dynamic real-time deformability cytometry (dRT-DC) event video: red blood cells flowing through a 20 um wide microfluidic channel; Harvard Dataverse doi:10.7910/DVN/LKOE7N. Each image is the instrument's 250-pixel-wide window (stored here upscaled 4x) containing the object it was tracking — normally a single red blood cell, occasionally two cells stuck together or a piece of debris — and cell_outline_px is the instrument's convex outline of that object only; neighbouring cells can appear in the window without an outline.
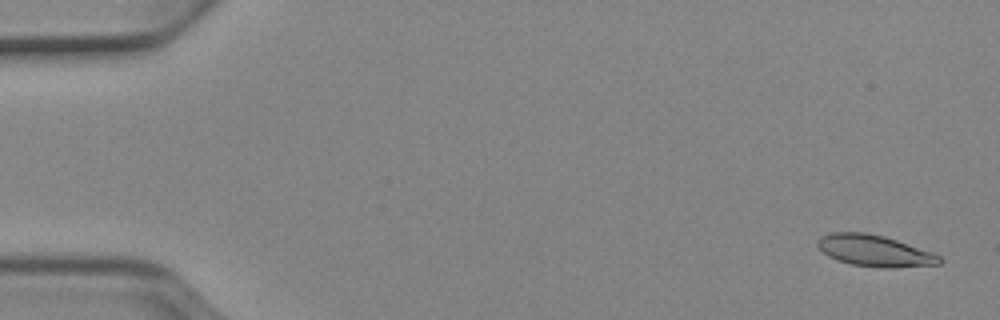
{"species": "Egyptian fruit bat (a non-hibernating species)", "species_latin": "Rousettus aegyptiacus", "temperature_condition": "cold", "stored_images_in_passage": 52, "camera_frame_rate_fps": 3000, "um_per_image_px": 0.085, "animal": {"sex": "female"}, "frame": {"image": 1, "passage_image": 2, "time_ms": 0.333, "image_size_px": [1000, 320], "cell_outline_px": [[944, 260], [940, 264], [892, 268], [880, 268], [852, 264], [836, 260], [828, 256], [816, 244], [820, 236], [832, 232], [864, 232], [884, 236], [932, 252], [940, 256]], "centroid_in_image_um": [74.34, 21.32], "position_along_channel_um": 10.7, "area_um2": 22.31}}
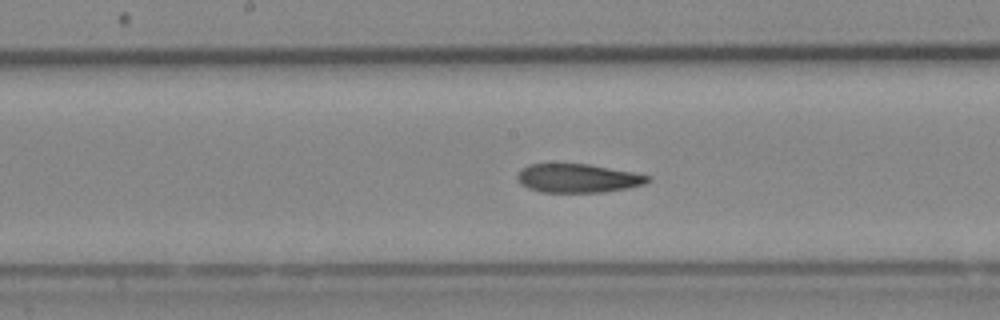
{"frame": {"image": 2, "passage_image": 27, "time_ms": 8.667, "image_size_px": [1000, 320], "cell_outline_px": [[652, 180], [644, 184], [628, 188], [604, 192], [544, 192], [528, 188], [520, 184], [516, 176], [520, 168], [528, 164], [588, 164], [632, 172], [652, 176]], "centroid_in_image_um": [49.11, 15.15], "position_along_channel_um": 199.1, "area_um2": 21.91}}
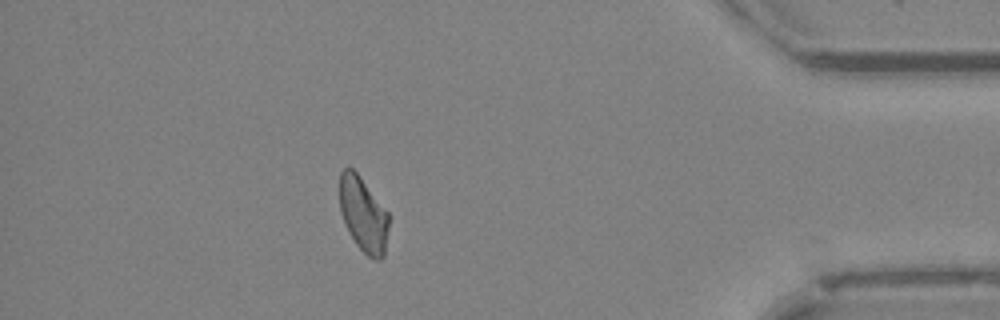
{"frame": {"image": 3, "passage_image": 46, "time_ms": 15.0, "image_size_px": [1000, 320], "cell_outline_px": [[388, 228], [384, 256], [380, 260], [376, 260], [368, 256], [356, 244], [340, 212], [340, 172], [348, 164], [360, 176], [388, 212]], "centroid_in_image_um": [30.88, 18.2], "position_along_channel_um": 404.3, "area_um2": 21.21}, "authors_computed_cell_mechanics": {"area_um2": 22.5131, "velocity_mm_per_s": 3.9024, "shape_relaxation_time_tau1_ms": 9.1332, "shape_relaxation_time_tau2_ms": 6.1876, "deformation_change_tau1": 0.1807, "deformation_change_tau2": 0.1337}}